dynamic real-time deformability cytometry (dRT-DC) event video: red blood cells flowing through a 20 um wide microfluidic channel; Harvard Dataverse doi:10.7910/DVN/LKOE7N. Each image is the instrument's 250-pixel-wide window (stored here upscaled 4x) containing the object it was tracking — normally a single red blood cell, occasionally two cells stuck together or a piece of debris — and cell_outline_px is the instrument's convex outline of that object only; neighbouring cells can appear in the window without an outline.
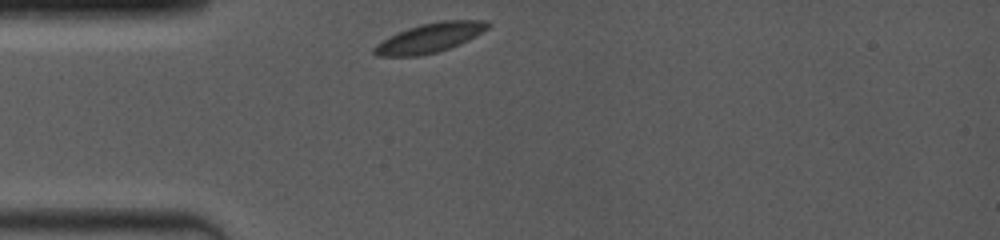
{"species": "common noctule bat (a hibernating species)", "species_latin": "Nyctalus noctula", "temperature_condition": "room temperature", "stored_images_in_passage": 13, "camera_frame_rate_fps": 4000, "um_per_image_px": 0.085, "animal": {"sex": "female", "body_mass_g": 19.0, "forearm_length_mm": 53.3}, "frame": {"image": 1, "passage_image": 1, "time_ms": 0.0, "image_size_px": [1000, 240], "cell_outline_px": [[492, 24], [488, 28], [476, 36], [448, 48], [436, 52], [420, 56], [376, 56], [372, 52], [372, 48], [376, 44], [408, 28], [420, 24], [444, 20], [484, 20]], "centroid_in_image_um": [36.54, 3.21], "position_along_channel_um": 48.5, "area_um2": 19.19}}
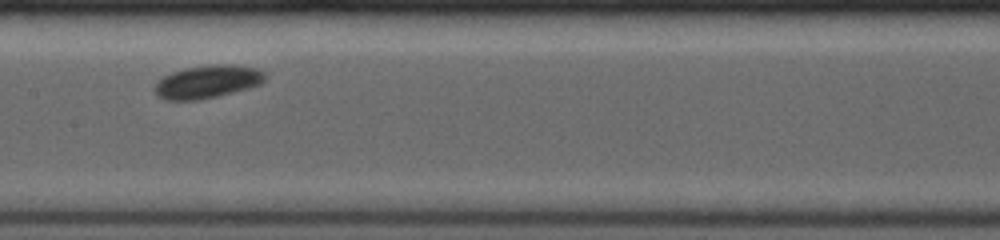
{"frame": {"image": 2, "passage_image": 8, "time_ms": 4.0, "image_size_px": [1000, 240], "cell_outline_px": [[264, 80], [260, 84], [248, 88], [200, 100], [164, 100], [156, 96], [156, 84], [164, 76], [172, 72], [188, 68], [216, 64], [228, 64], [256, 68], [264, 72]], "centroid_in_image_um": [17.62, 6.96], "position_along_channel_um": 189.8, "area_um2": 20.81}}
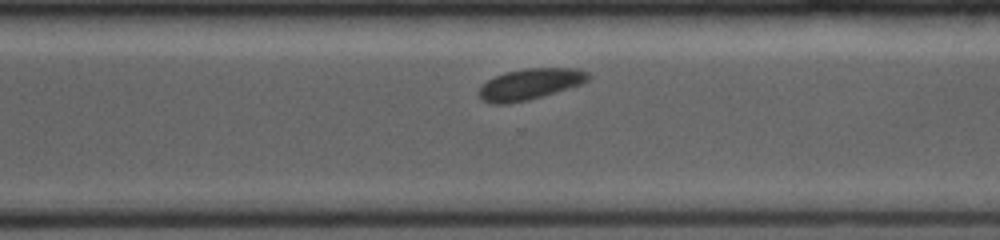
{"frame": {"image": 3, "passage_image": 13, "time_ms": 7.5, "image_size_px": [1000, 240], "cell_outline_px": [[592, 76], [588, 80], [580, 84], [528, 100], [508, 104], [492, 104], [480, 100], [476, 92], [488, 80], [504, 72], [524, 68], [576, 68], [588, 72]], "centroid_in_image_um": [45.0, 7.15], "position_along_channel_um": 325.6, "area_um2": 19.83}}